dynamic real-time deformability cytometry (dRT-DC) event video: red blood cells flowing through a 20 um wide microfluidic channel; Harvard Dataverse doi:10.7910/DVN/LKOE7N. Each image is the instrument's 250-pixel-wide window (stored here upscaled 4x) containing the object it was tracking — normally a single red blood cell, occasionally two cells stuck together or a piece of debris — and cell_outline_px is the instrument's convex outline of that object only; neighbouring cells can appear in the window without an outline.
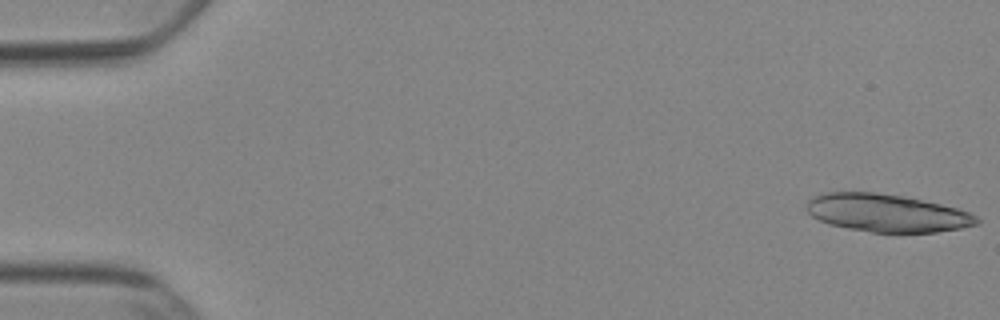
{"species": "Egyptian fruit bat (a non-hibernating species)", "species_latin": "Rousettus aegyptiacus", "temperature_condition": "cold", "stored_images_in_passage": 52, "camera_frame_rate_fps": 3000, "um_per_image_px": 0.085, "animal": {"sex": "female"}, "frame": {"image": 1, "passage_image": 1, "time_ms": 0.0, "image_size_px": [1000, 320], "cell_outline_px": [[980, 224], [960, 228], [936, 232], [872, 232], [848, 228], [828, 224], [812, 216], [804, 208], [808, 200], [824, 192], [876, 192], [904, 196], [940, 204], [956, 208], [968, 212], [976, 216], [980, 220]], "centroid_in_image_um": [75.36, 18.1], "position_along_channel_um": 9.6, "area_um2": 37.4}}
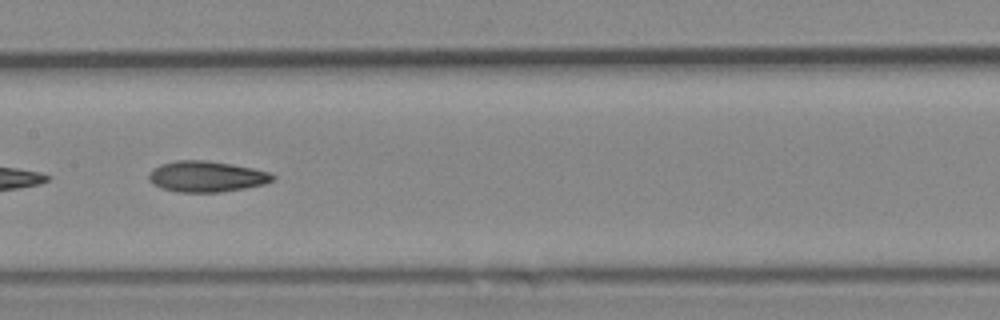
{"frame": {"image": 2, "passage_image": 27, "time_ms": 8.667, "image_size_px": [1000, 320], "cell_outline_px": [[276, 180], [264, 184], [244, 188], [220, 192], [180, 192], [160, 188], [152, 184], [148, 180], [148, 172], [152, 168], [160, 164], [176, 160], [204, 160], [232, 164], [252, 168], [268, 172], [276, 176]], "centroid_in_image_um": [17.52, 15.0], "position_along_channel_um": 189.9, "area_um2": 22.48}}
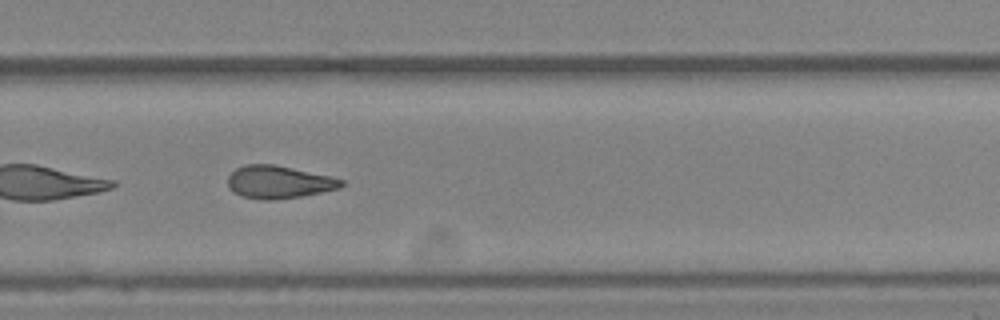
{"frame": {"image": 3, "passage_image": 36, "time_ms": 11.667, "image_size_px": [1000, 320], "cell_outline_px": [[344, 184], [340, 188], [300, 196], [272, 200], [264, 200], [240, 196], [228, 184], [228, 176], [236, 168], [244, 164], [272, 164], [332, 176], [344, 180]], "centroid_in_image_um": [23.71, 15.46], "position_along_channel_um": 306.1, "area_um2": 21.44}, "authors_computed_cell_mechanics": {"area_um2": 22.4553, "velocity_mm_per_s": 3.8993, "shape_relaxation_time_tau1_ms": null, "shape_relaxation_time_tau2_ms": 8.2144, "deformation_change_tau1": null, "deformation_change_tau2": 0.1823}}